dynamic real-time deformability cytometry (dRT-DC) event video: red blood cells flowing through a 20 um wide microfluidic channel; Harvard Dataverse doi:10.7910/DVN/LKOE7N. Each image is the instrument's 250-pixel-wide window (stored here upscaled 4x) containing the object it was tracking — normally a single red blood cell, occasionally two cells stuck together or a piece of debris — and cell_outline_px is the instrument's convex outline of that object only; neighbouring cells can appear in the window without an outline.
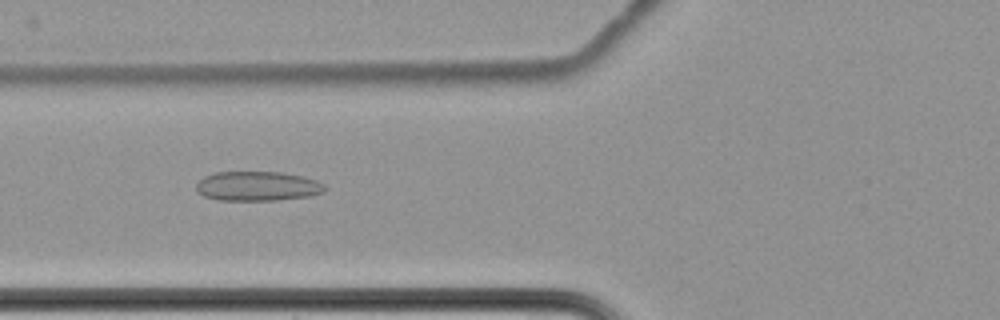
{"species": "common noctule bat (a hibernating species)", "species_latin": "Nyctalus noctula", "temperature_condition": "cold", "stored_images_in_passage": 64, "camera_frame_rate_fps": 3000, "um_per_image_px": 0.085, "animal": {"sex": "female", "body_mass_g": 22.7, "forearm_length_mm": 54.2}, "frame": {"image": 1, "passage_image": 28, "time_ms": 9.0, "image_size_px": [1000, 320], "cell_outline_px": [[328, 188], [324, 192], [312, 196], [280, 200], [220, 200], [204, 196], [196, 192], [196, 184], [204, 176], [216, 172], [280, 172], [304, 176], [316, 180], [324, 184]], "centroid_in_image_um": [21.93, 15.82], "position_along_channel_um": 103.9, "area_um2": 22.37}}
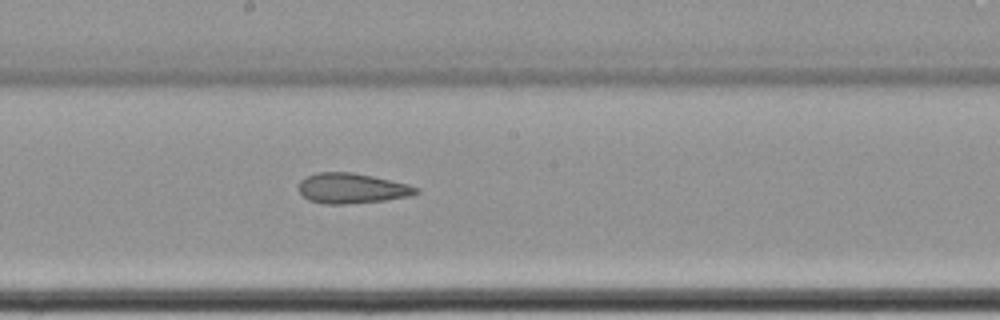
{"frame": {"image": 2, "passage_image": 38, "time_ms": 12.333, "image_size_px": [1000, 320], "cell_outline_px": [[420, 192], [412, 196], [384, 200], [348, 204], [324, 204], [308, 200], [296, 188], [300, 180], [304, 176], [316, 172], [352, 172], [372, 176], [408, 184], [420, 188]], "centroid_in_image_um": [29.88, 16.0], "position_along_channel_um": 218.3, "area_um2": 20.98}}
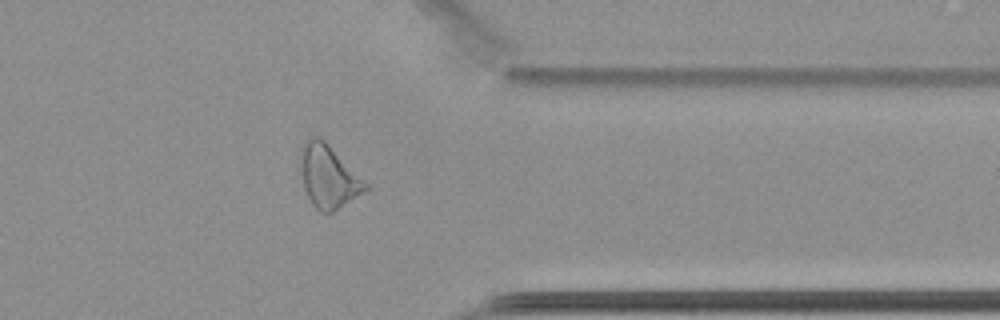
{"frame": {"image": 3, "passage_image": 53, "time_ms": 17.333, "image_size_px": [1000, 320], "cell_outline_px": [[368, 188], [364, 192], [332, 212], [320, 212], [312, 204], [304, 188], [300, 156], [300, 148], [312, 136], [316, 136], [324, 140], [368, 184]], "centroid_in_image_um": [27.91, 15.0], "position_along_channel_um": 383.5, "area_um2": 23.18}, "authors_computed_cell_mechanics": {"area_um2": 25.2008, "velocity_mm_per_s": 3.4289, "shape_relaxation_time_tau1_ms": null, "shape_relaxation_time_tau2_ms": 3.1306, "deformation_change_tau1": null, "deformation_change_tau2": 0.1032}}